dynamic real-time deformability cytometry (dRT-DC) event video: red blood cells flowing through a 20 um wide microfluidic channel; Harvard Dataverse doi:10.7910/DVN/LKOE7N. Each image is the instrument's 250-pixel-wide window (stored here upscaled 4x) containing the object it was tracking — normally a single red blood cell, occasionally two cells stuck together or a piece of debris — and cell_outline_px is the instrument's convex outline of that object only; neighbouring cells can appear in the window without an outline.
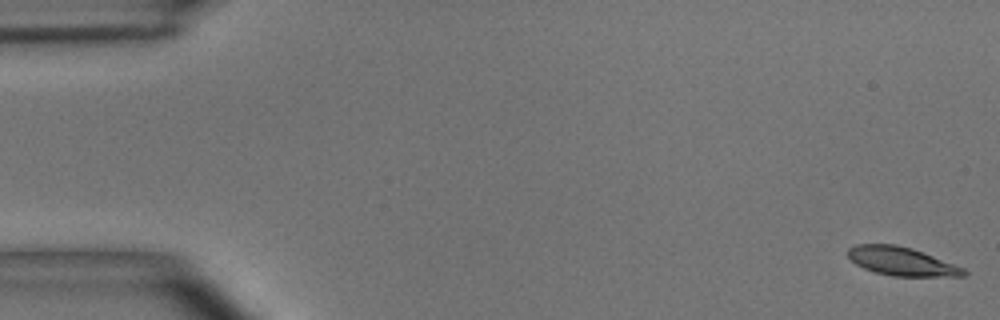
{"species": "common noctule bat (a hibernating species)", "species_latin": "Nyctalus noctula", "temperature_condition": "room temperature", "stored_images_in_passage": 54, "camera_frame_rate_fps": 3000, "um_per_image_px": 0.085, "animal": {"sex": "male", "body_mass_g": 15.6}, "frame": {"image": 1, "passage_image": 1, "time_ms": 0.0, "image_size_px": [1000, 320], "cell_outline_px": [[968, 276], [892, 276], [876, 272], [864, 268], [856, 264], [848, 256], [848, 248], [856, 244], [896, 244], [912, 248], [964, 268], [968, 272]], "centroid_in_image_um": [76.64, 22.21], "position_along_channel_um": 8.4, "area_um2": 19.13}}
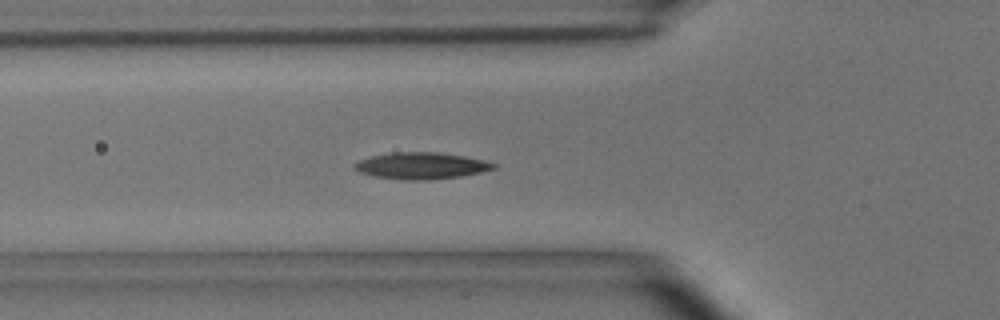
{"frame": {"image": 2, "passage_image": 19, "time_ms": 6.0, "image_size_px": [1000, 320], "cell_outline_px": [[496, 168], [480, 172], [460, 176], [428, 180], [400, 180], [376, 176], [360, 172], [352, 168], [352, 164], [360, 160], [372, 156], [392, 152], [436, 152], [464, 156], [484, 160], [496, 164]], "centroid_in_image_um": [35.78, 14.09], "position_along_channel_um": 90.0, "area_um2": 21.5}}
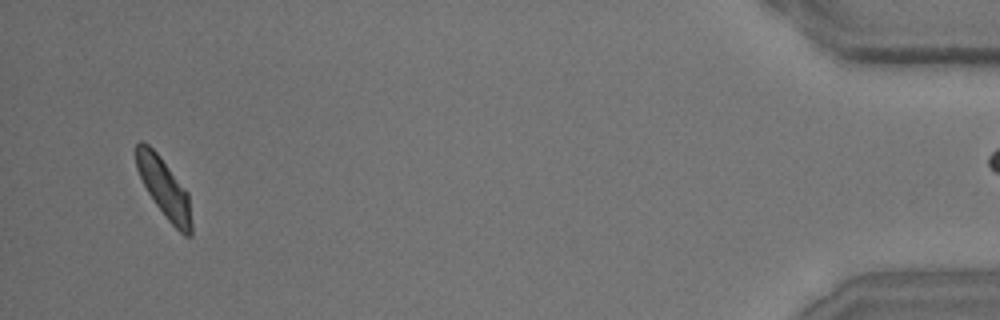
{"frame": {"image": 3, "passage_image": 53, "time_ms": 17.333, "image_size_px": [1000, 320], "cell_outline_px": [[192, 236], [184, 236], [168, 220], [156, 204], [148, 192], [136, 168], [136, 144], [140, 140], [144, 140], [160, 156], [188, 192], [192, 224]], "centroid_in_image_um": [13.97, 15.98], "position_along_channel_um": 421.2, "area_um2": 18.96}}